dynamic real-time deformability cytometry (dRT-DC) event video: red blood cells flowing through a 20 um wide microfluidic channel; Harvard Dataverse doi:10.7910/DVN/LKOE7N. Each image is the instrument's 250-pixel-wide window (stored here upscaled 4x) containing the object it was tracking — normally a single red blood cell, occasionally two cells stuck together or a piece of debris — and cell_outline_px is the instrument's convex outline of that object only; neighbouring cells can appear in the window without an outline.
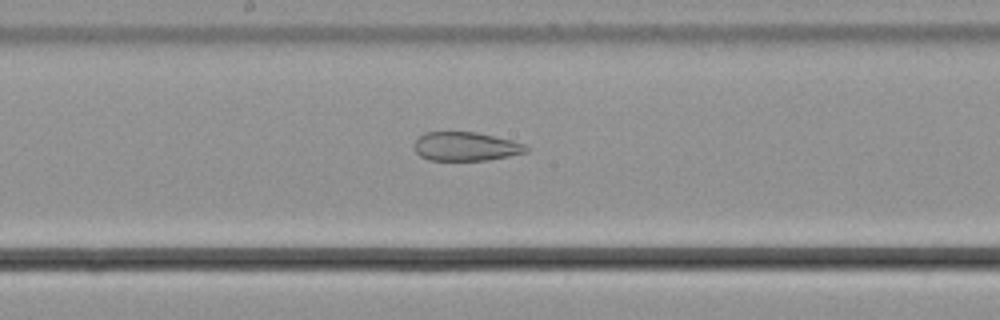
{"species": "common noctule bat (a hibernating species)", "species_latin": "Nyctalus noctula", "temperature_condition": "cold", "stored_images_in_passage": 52, "camera_frame_rate_fps": 3000, "um_per_image_px": 0.085, "animal": {"sex": "male", "body_mass_g": 21.5, "forearm_length_mm": 52.0}, "frame": {"image": 1, "passage_image": 29, "time_ms": 9.333, "image_size_px": [1000, 320], "cell_outline_px": [[528, 152], [488, 160], [428, 160], [420, 156], [416, 152], [416, 140], [424, 132], [476, 132], [512, 140], [524, 144], [528, 148]], "centroid_in_image_um": [39.6, 12.45], "position_along_channel_um": 208.6, "area_um2": 18.67}}
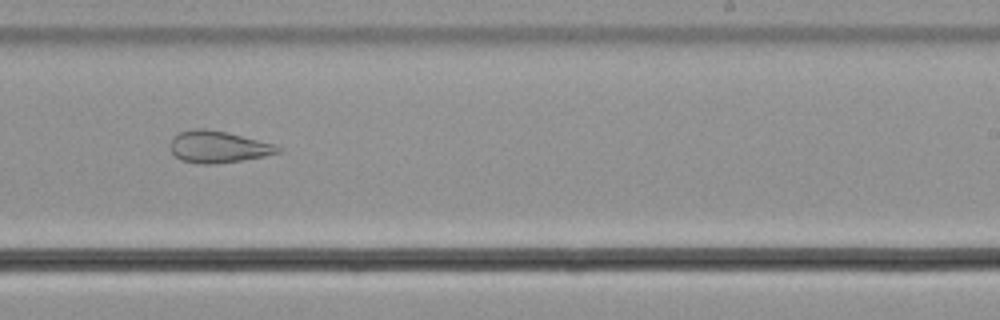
{"frame": {"image": 2, "passage_image": 34, "time_ms": 11.0, "image_size_px": [1000, 320], "cell_outline_px": [[284, 148], [280, 152], [264, 156], [216, 164], [200, 164], [180, 160], [168, 148], [168, 144], [180, 132], [192, 128], [204, 128], [228, 132], [276, 144]], "centroid_in_image_um": [18.55, 12.48], "position_along_channel_um": 270.5, "area_um2": 20.17}}
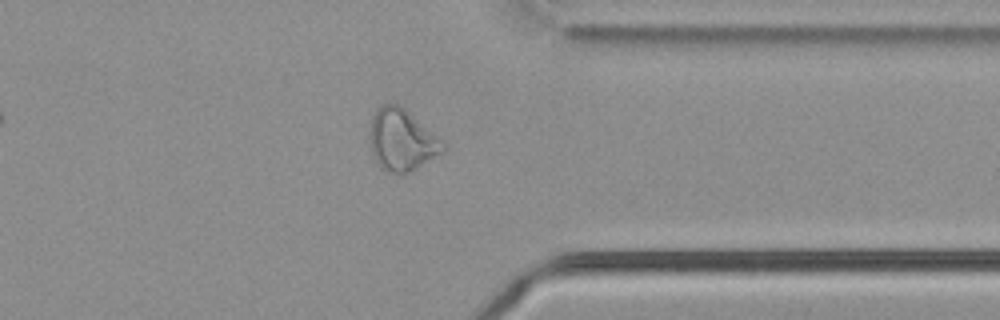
{"frame": {"image": 3, "passage_image": 43, "time_ms": 14.0, "image_size_px": [1000, 320], "cell_outline_px": [[444, 152], [408, 172], [388, 172], [380, 168], [372, 152], [372, 116], [376, 108], [380, 104], [400, 104], [440, 140], [444, 144]], "centroid_in_image_um": [34.14, 11.88], "position_along_channel_um": 377.3, "area_um2": 25.37}}